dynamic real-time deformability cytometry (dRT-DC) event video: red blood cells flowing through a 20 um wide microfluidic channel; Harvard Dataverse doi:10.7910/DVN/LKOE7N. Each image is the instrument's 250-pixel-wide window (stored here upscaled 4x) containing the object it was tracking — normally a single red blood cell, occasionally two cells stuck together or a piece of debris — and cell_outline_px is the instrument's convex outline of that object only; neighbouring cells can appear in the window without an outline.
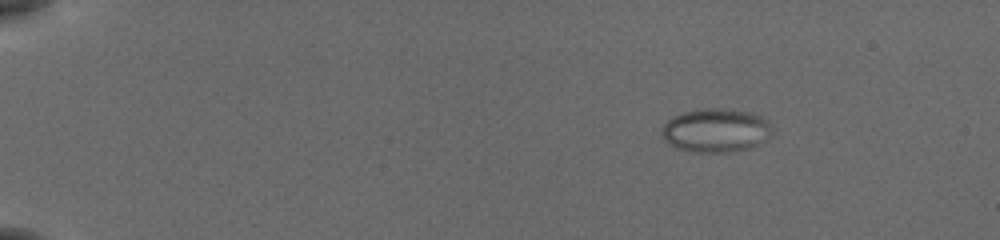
{"species": "common noctule bat (a hibernating species)", "species_latin": "Nyctalus noctula", "temperature_condition": "cold", "stored_images_in_passage": 8, "camera_frame_rate_fps": 3000, "um_per_image_px": 0.085, "animal": {"sex": "female", "body_mass_g": 19.5, "forearm_length_mm": 54.1}, "frame": {"image": 1, "passage_image": 1, "time_ms": 0.0, "image_size_px": [1000, 240], "cell_outline_px": [[772, 128], [752, 144], [744, 148], [680, 148], [672, 144], [660, 132], [664, 124], [668, 120], [684, 112], [704, 108], [712, 108], [744, 112], [756, 116], [768, 124]], "centroid_in_image_um": [60.71, 10.98], "position_along_channel_um": 24.3, "area_um2": 24.8}}
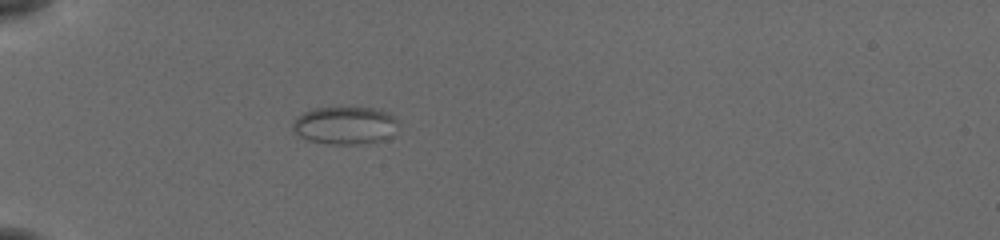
{"frame": {"image": 2, "passage_image": 6, "time_ms": 1.667, "image_size_px": [1000, 240], "cell_outline_px": [[392, 120], [372, 140], [348, 144], [336, 144], [312, 140], [296, 132], [292, 124], [304, 112], [316, 108], [372, 108], [388, 112], [392, 116]], "centroid_in_image_um": [29.07, 10.59], "position_along_channel_um": 55.9, "area_um2": 20.46}}
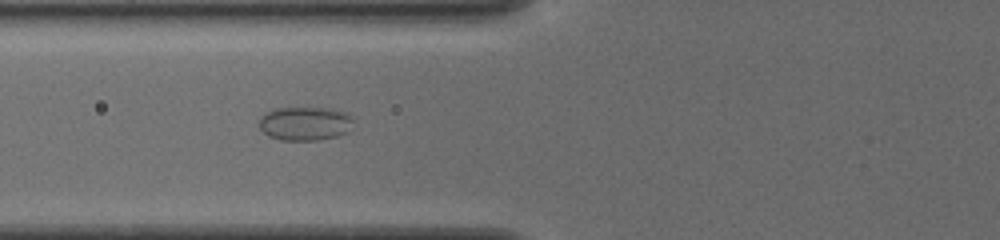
{"frame": {"image": 3, "passage_image": 8, "time_ms": 2.333, "image_size_px": [1000, 240], "cell_outline_px": [[352, 120], [348, 132], [336, 136], [320, 140], [280, 140], [268, 136], [260, 128], [260, 120], [272, 108], [328, 108], [344, 112], [352, 116]], "centroid_in_image_um": [25.93, 10.51], "position_along_channel_um": 99.9, "area_um2": 18.38}}